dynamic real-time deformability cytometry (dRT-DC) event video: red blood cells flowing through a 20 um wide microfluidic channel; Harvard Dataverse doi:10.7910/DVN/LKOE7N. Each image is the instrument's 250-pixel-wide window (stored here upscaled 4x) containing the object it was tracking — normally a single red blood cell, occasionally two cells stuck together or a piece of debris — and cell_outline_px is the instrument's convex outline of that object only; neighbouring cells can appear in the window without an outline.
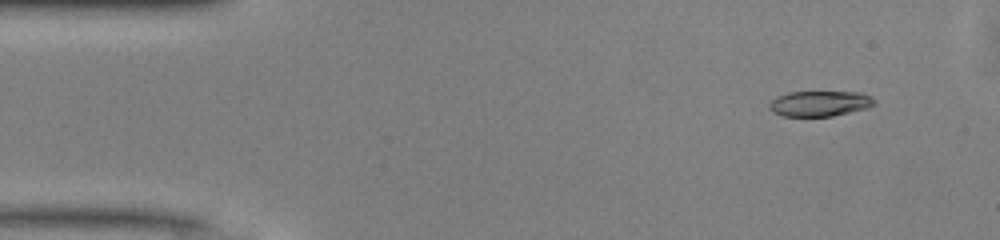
{"species": "common noctule bat (a hibernating species)", "species_latin": "Nyctalus noctula", "temperature_condition": "warm", "stored_images_in_passage": 44, "camera_frame_rate_fps": 3000, "um_per_image_px": 0.085, "animal": {"sex": "male", "body_mass_g": 13.0, "forearm_length_mm": 53.1}, "frame": {"image": 1, "passage_image": 4, "time_ms": 1.0, "image_size_px": [1000, 240], "cell_outline_px": [[876, 104], [868, 108], [832, 116], [784, 116], [772, 112], [768, 108], [768, 104], [776, 96], [788, 92], [860, 92], [876, 100]], "centroid_in_image_um": [69.66, 8.8], "position_along_channel_um": 15.3, "area_um2": 15.66}}
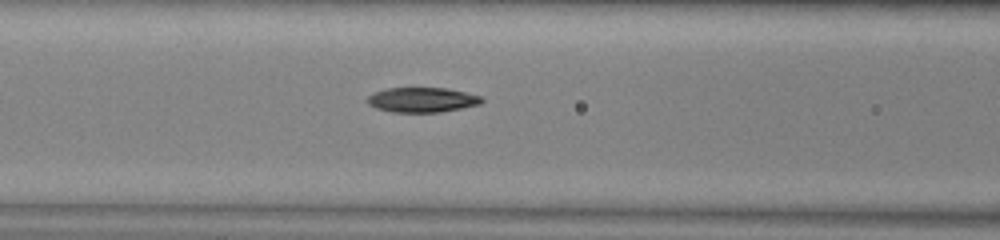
{"frame": {"image": 2, "passage_image": 19, "time_ms": 6.0, "image_size_px": [1000, 240], "cell_outline_px": [[484, 100], [480, 104], [440, 112], [392, 112], [376, 108], [368, 104], [368, 96], [372, 92], [384, 88], [448, 88], [480, 96]], "centroid_in_image_um": [35.84, 8.48], "position_along_channel_um": 130.8, "area_um2": 16.53}}
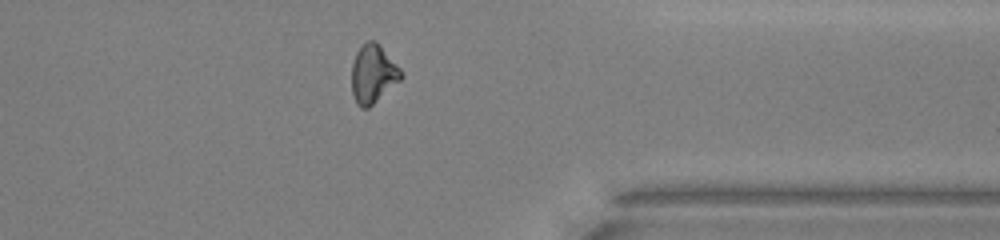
{"frame": {"image": 3, "passage_image": 38, "time_ms": 12.333, "image_size_px": [1000, 240], "cell_outline_px": [[404, 76], [400, 80], [368, 108], [360, 108], [356, 104], [352, 96], [352, 64], [356, 52], [368, 40], [372, 40], [380, 44], [400, 68]], "centroid_in_image_um": [31.7, 6.29], "position_along_channel_um": 379.7, "area_um2": 16.76}, "authors_computed_cell_mechanics": {"area_um2": 16.7909, "velocity_mm_per_s": 4.1442, "shape_relaxation_time_tau1_ms": 5.3654, "shape_relaxation_time_tau2_ms": 5.114, "deformation_change_tau1": 0.1648, "deformation_change_tau2": 0.1184}}